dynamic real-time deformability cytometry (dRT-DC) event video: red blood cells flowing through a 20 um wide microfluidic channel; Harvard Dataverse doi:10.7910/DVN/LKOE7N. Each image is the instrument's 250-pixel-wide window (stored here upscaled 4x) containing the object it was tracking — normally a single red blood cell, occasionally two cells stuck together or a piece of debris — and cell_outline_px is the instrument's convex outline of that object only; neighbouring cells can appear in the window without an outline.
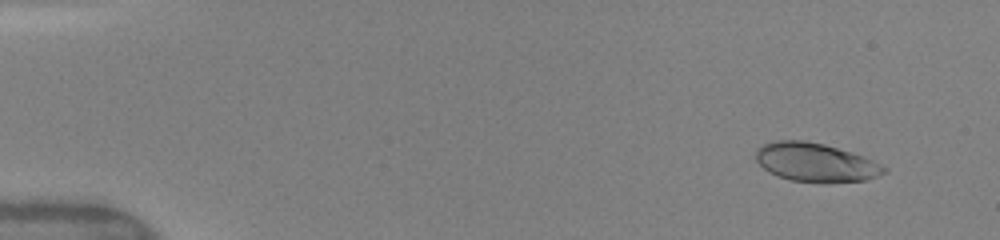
{"species": "human", "species_latin": "Homo sapiens", "temperature_condition": "warm", "stored_images_in_passage": 8, "camera_frame_rate_fps": 3000, "um_per_image_px": 0.085, "donor": {"sex": "female"}, "frame": {"image": 1, "passage_image": 2, "time_ms": 0.667, "image_size_px": [1000, 240], "cell_outline_px": [[888, 172], [864, 180], [824, 184], [792, 180], [776, 176], [768, 172], [756, 160], [756, 148], [772, 140], [804, 140], [824, 144], [852, 152], [864, 156], [888, 168]], "centroid_in_image_um": [69.32, 13.81], "position_along_channel_um": 15.7, "area_um2": 29.3}}
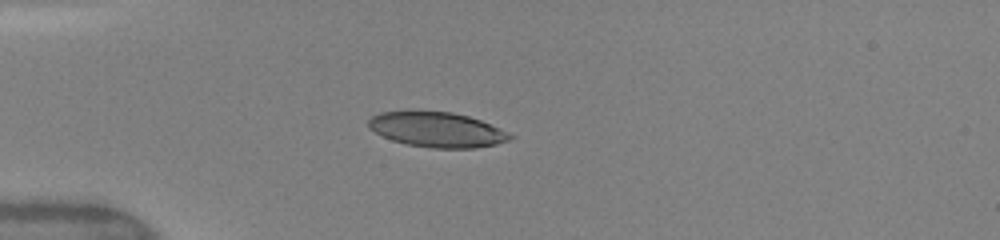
{"frame": {"image": 2, "passage_image": 7, "time_ms": 4.0, "image_size_px": [1000, 240], "cell_outline_px": [[516, 136], [508, 140], [496, 144], [476, 148], [432, 148], [408, 144], [392, 140], [368, 128], [368, 120], [372, 116], [380, 112], [452, 112], [468, 116], [480, 120], [500, 128]], "centroid_in_image_um": [37.17, 11.03], "position_along_channel_um": 47.8, "area_um2": 28.55}}